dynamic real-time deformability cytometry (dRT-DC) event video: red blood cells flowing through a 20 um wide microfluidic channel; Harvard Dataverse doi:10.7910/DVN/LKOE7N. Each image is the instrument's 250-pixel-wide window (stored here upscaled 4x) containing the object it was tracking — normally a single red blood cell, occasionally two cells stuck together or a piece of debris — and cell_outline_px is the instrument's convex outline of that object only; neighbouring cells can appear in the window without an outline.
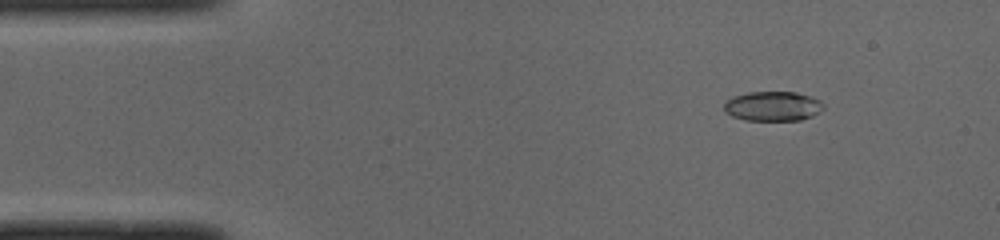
{"species": "common noctule bat (a hibernating species)", "species_latin": "Nyctalus noctula", "temperature_condition": "cold", "stored_images_in_passage": 12, "camera_frame_rate_fps": 3000, "um_per_image_px": 0.085, "animal": {"sex": "male", "body_mass_g": 19.0, "forearm_length_mm": 50.8}, "frame": {"image": 1, "passage_image": 6, "time_ms": 1.667, "image_size_px": [1000, 240], "cell_outline_px": [[824, 108], [820, 112], [812, 116], [800, 120], [744, 120], [732, 116], [724, 112], [724, 104], [732, 96], [748, 92], [796, 92], [812, 96], [820, 100], [824, 104]], "centroid_in_image_um": [65.7, 9.02], "position_along_channel_um": 19.3, "area_um2": 17.34}}